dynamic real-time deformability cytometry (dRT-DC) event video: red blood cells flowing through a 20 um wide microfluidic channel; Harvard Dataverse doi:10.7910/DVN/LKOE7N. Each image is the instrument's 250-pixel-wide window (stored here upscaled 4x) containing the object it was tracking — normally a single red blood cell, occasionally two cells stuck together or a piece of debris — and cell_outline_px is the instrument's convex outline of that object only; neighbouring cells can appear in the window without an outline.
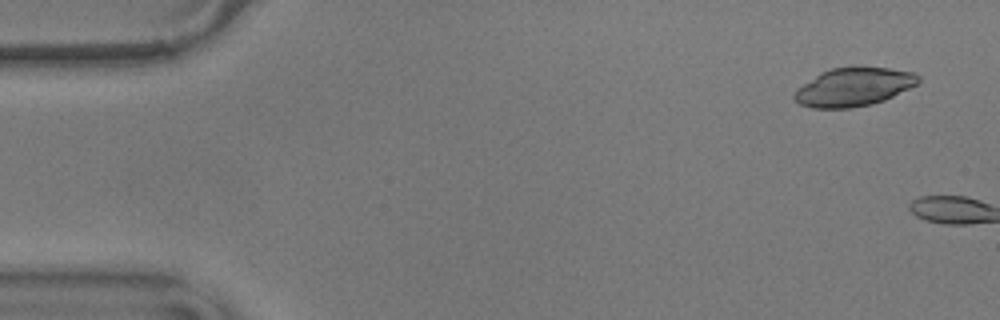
{"species": "common noctule bat (a hibernating species)", "species_latin": "Nyctalus noctula", "temperature_condition": "warm", "stored_images_in_passage": 5, "camera_frame_rate_fps": 3000, "um_per_image_px": 0.085, "animal": {"sex": "male", "body_mass_g": 17.9}, "frame": {"image": 1, "passage_image": 3, "time_ms": 0.667, "image_size_px": [1000, 320], "cell_outline_px": [[920, 84], [884, 100], [872, 104], [848, 108], [812, 108], [800, 104], [792, 96], [796, 88], [820, 72], [832, 68], [856, 64], [888, 68], [916, 72], [920, 76]], "centroid_in_image_um": [72.59, 7.35], "position_along_channel_um": 12.4, "area_um2": 28.61}}